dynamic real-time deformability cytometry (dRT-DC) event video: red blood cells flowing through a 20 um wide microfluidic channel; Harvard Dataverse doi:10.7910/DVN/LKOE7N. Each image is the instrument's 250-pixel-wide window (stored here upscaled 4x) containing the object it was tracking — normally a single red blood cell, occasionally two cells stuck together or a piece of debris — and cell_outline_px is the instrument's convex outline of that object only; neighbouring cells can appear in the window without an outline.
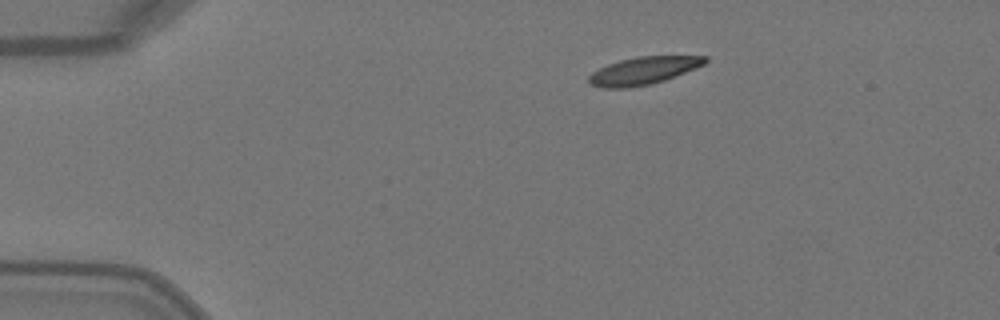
{"species": "Egyptian fruit bat (a non-hibernating species)", "species_latin": "Rousettus aegyptiacus", "temperature_condition": "warm", "stored_images_in_passage": 5, "camera_frame_rate_fps": 3000, "um_per_image_px": 0.085, "animal": {"sex": "female"}, "frame": {"image": 1, "passage_image": 1, "time_ms": 0.0, "image_size_px": [1000, 320], "cell_outline_px": [[708, 60], [704, 64], [696, 68], [664, 80], [652, 84], [628, 88], [600, 88], [588, 84], [588, 76], [592, 72], [608, 64], [620, 60], [636, 56], [708, 56]], "centroid_in_image_um": [54.65, 6.01], "position_along_channel_um": 30.3, "area_um2": 18.79}}
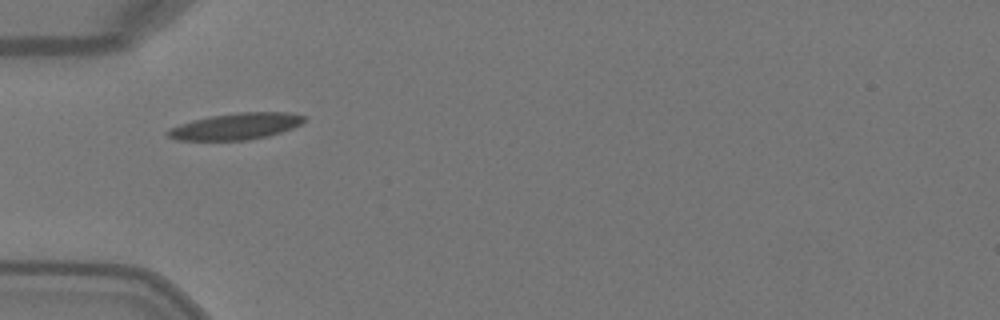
{"frame": {"image": 2, "passage_image": 3, "time_ms": 0.667, "image_size_px": [1000, 320], "cell_outline_px": [[308, 120], [292, 128], [268, 136], [248, 140], [176, 140], [168, 136], [164, 132], [168, 128], [192, 120], [212, 116], [236, 112], [288, 112], [308, 116]], "centroid_in_image_um": [20.07, 10.73], "position_along_channel_um": 64.9, "area_um2": 21.21}}
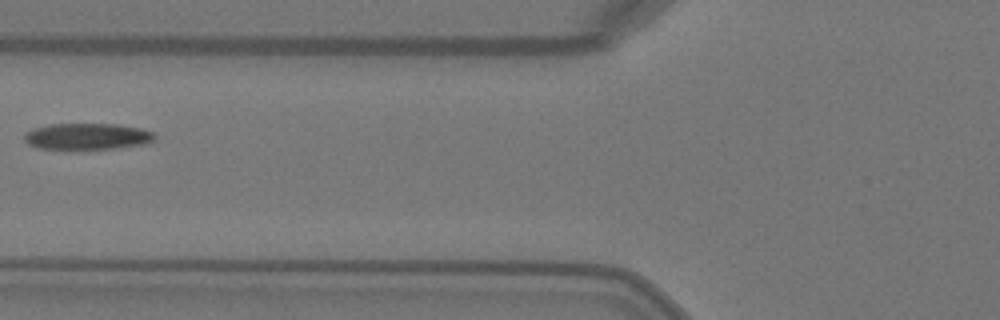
{"frame": {"image": 3, "passage_image": 4, "time_ms": 1.0, "image_size_px": [1000, 320], "cell_outline_px": [[156, 136], [152, 140], [140, 144], [116, 148], [36, 148], [28, 144], [24, 140], [24, 132], [32, 128], [48, 124], [120, 124], [140, 128], [152, 132]], "centroid_in_image_um": [7.34, 11.57], "position_along_channel_um": 118.5, "area_um2": 19.77}}